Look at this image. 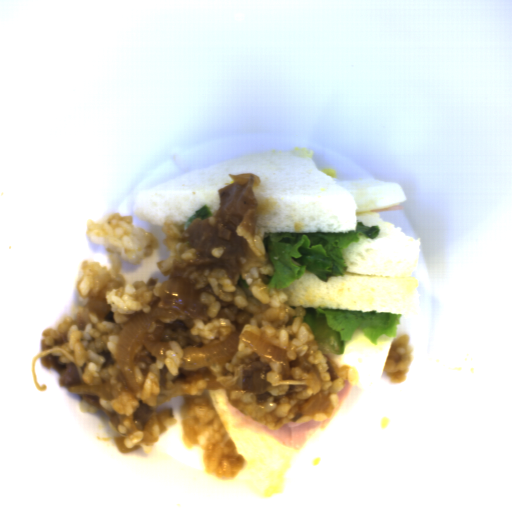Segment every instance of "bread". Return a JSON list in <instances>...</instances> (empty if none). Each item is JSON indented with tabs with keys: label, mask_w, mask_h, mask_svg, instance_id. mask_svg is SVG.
<instances>
[{
	"label": "bread",
	"mask_w": 512,
	"mask_h": 512,
	"mask_svg": "<svg viewBox=\"0 0 512 512\" xmlns=\"http://www.w3.org/2000/svg\"><path fill=\"white\" fill-rule=\"evenodd\" d=\"M393 337L385 334L377 338L374 345L359 329L352 339L344 346L343 354L322 353L328 363L334 361L338 365L353 367L358 373L355 384L366 388H375L382 380L388 354L392 348Z\"/></svg>",
	"instance_id": "3"
},
{
	"label": "bread",
	"mask_w": 512,
	"mask_h": 512,
	"mask_svg": "<svg viewBox=\"0 0 512 512\" xmlns=\"http://www.w3.org/2000/svg\"><path fill=\"white\" fill-rule=\"evenodd\" d=\"M231 174H256L260 180L253 190L254 237L353 231L358 222L379 227L375 239L360 234L358 242L342 249L344 276L323 281L306 270L279 288L294 310L323 307L401 315L419 291L413 273L422 241L372 212L405 201L401 186L374 178L334 179L300 151L255 152L203 168L138 195L132 213L143 223L163 227L168 220L184 225L203 206L214 216L220 209L219 190L233 183Z\"/></svg>",
	"instance_id": "1"
},
{
	"label": "bread",
	"mask_w": 512,
	"mask_h": 512,
	"mask_svg": "<svg viewBox=\"0 0 512 512\" xmlns=\"http://www.w3.org/2000/svg\"><path fill=\"white\" fill-rule=\"evenodd\" d=\"M204 393L232 440L236 453L244 459L241 469L252 491L267 497L281 491L294 448H288L268 435L234 428L225 390L208 388Z\"/></svg>",
	"instance_id": "2"
}]
</instances>
